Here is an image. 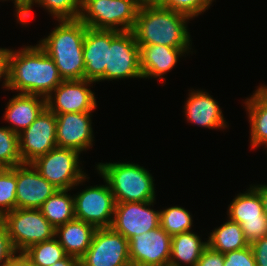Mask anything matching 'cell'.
<instances>
[{"mask_svg":"<svg viewBox=\"0 0 267 266\" xmlns=\"http://www.w3.org/2000/svg\"><path fill=\"white\" fill-rule=\"evenodd\" d=\"M62 81L55 62L38 43L10 49L7 90L46 98Z\"/></svg>","mask_w":267,"mask_h":266,"instance_id":"obj_1","label":"cell"},{"mask_svg":"<svg viewBox=\"0 0 267 266\" xmlns=\"http://www.w3.org/2000/svg\"><path fill=\"white\" fill-rule=\"evenodd\" d=\"M191 19L162 6L139 8L132 33L138 46L165 45L192 48Z\"/></svg>","mask_w":267,"mask_h":266,"instance_id":"obj_2","label":"cell"},{"mask_svg":"<svg viewBox=\"0 0 267 266\" xmlns=\"http://www.w3.org/2000/svg\"><path fill=\"white\" fill-rule=\"evenodd\" d=\"M57 22L38 45L53 59L63 80H83V43L88 27L79 18Z\"/></svg>","mask_w":267,"mask_h":266,"instance_id":"obj_3","label":"cell"},{"mask_svg":"<svg viewBox=\"0 0 267 266\" xmlns=\"http://www.w3.org/2000/svg\"><path fill=\"white\" fill-rule=\"evenodd\" d=\"M95 170L108 182L116 203L156 200L154 176L138 163L99 162Z\"/></svg>","mask_w":267,"mask_h":266,"instance_id":"obj_4","label":"cell"},{"mask_svg":"<svg viewBox=\"0 0 267 266\" xmlns=\"http://www.w3.org/2000/svg\"><path fill=\"white\" fill-rule=\"evenodd\" d=\"M80 156L81 154L76 150L55 147L45 155L36 158L31 164L58 190H71L77 189V186L86 185L83 183L90 179L83 170Z\"/></svg>","mask_w":267,"mask_h":266,"instance_id":"obj_5","label":"cell"},{"mask_svg":"<svg viewBox=\"0 0 267 266\" xmlns=\"http://www.w3.org/2000/svg\"><path fill=\"white\" fill-rule=\"evenodd\" d=\"M1 220L18 255L32 245L55 237V228L42 215L40 209H14L6 213Z\"/></svg>","mask_w":267,"mask_h":266,"instance_id":"obj_6","label":"cell"},{"mask_svg":"<svg viewBox=\"0 0 267 266\" xmlns=\"http://www.w3.org/2000/svg\"><path fill=\"white\" fill-rule=\"evenodd\" d=\"M138 10L134 0H96L81 11L79 19L92 29L132 31Z\"/></svg>","mask_w":267,"mask_h":266,"instance_id":"obj_7","label":"cell"},{"mask_svg":"<svg viewBox=\"0 0 267 266\" xmlns=\"http://www.w3.org/2000/svg\"><path fill=\"white\" fill-rule=\"evenodd\" d=\"M143 79L140 68V48L132 31L110 30L105 81Z\"/></svg>","mask_w":267,"mask_h":266,"instance_id":"obj_8","label":"cell"},{"mask_svg":"<svg viewBox=\"0 0 267 266\" xmlns=\"http://www.w3.org/2000/svg\"><path fill=\"white\" fill-rule=\"evenodd\" d=\"M86 186L73 194L75 219L94 225L96 228L111 227L115 212V199L108 182Z\"/></svg>","mask_w":267,"mask_h":266,"instance_id":"obj_9","label":"cell"},{"mask_svg":"<svg viewBox=\"0 0 267 266\" xmlns=\"http://www.w3.org/2000/svg\"><path fill=\"white\" fill-rule=\"evenodd\" d=\"M128 240L112 227L97 228L79 266H130Z\"/></svg>","mask_w":267,"mask_h":266,"instance_id":"obj_10","label":"cell"},{"mask_svg":"<svg viewBox=\"0 0 267 266\" xmlns=\"http://www.w3.org/2000/svg\"><path fill=\"white\" fill-rule=\"evenodd\" d=\"M227 217L241 225L249 244L267 236V217L260 193L251 185L237 194L228 205Z\"/></svg>","mask_w":267,"mask_h":266,"instance_id":"obj_11","label":"cell"},{"mask_svg":"<svg viewBox=\"0 0 267 266\" xmlns=\"http://www.w3.org/2000/svg\"><path fill=\"white\" fill-rule=\"evenodd\" d=\"M91 80H63L47 97L46 107L55 115L69 112H94L98 107Z\"/></svg>","mask_w":267,"mask_h":266,"instance_id":"obj_12","label":"cell"},{"mask_svg":"<svg viewBox=\"0 0 267 266\" xmlns=\"http://www.w3.org/2000/svg\"><path fill=\"white\" fill-rule=\"evenodd\" d=\"M172 236L160 226L128 239L133 266H169Z\"/></svg>","mask_w":267,"mask_h":266,"instance_id":"obj_13","label":"cell"},{"mask_svg":"<svg viewBox=\"0 0 267 266\" xmlns=\"http://www.w3.org/2000/svg\"><path fill=\"white\" fill-rule=\"evenodd\" d=\"M18 135L22 162H33L57 147L56 115L46 107L37 119Z\"/></svg>","mask_w":267,"mask_h":266,"instance_id":"obj_14","label":"cell"},{"mask_svg":"<svg viewBox=\"0 0 267 266\" xmlns=\"http://www.w3.org/2000/svg\"><path fill=\"white\" fill-rule=\"evenodd\" d=\"M154 204L156 200L116 203L111 227L127 240L157 228L160 226V210L153 209Z\"/></svg>","mask_w":267,"mask_h":266,"instance_id":"obj_15","label":"cell"},{"mask_svg":"<svg viewBox=\"0 0 267 266\" xmlns=\"http://www.w3.org/2000/svg\"><path fill=\"white\" fill-rule=\"evenodd\" d=\"M93 112H69L56 115L57 147L69 148L80 154L94 145ZM94 138V139H93Z\"/></svg>","mask_w":267,"mask_h":266,"instance_id":"obj_16","label":"cell"},{"mask_svg":"<svg viewBox=\"0 0 267 266\" xmlns=\"http://www.w3.org/2000/svg\"><path fill=\"white\" fill-rule=\"evenodd\" d=\"M57 190L31 163L17 165L16 209H40Z\"/></svg>","mask_w":267,"mask_h":266,"instance_id":"obj_17","label":"cell"},{"mask_svg":"<svg viewBox=\"0 0 267 266\" xmlns=\"http://www.w3.org/2000/svg\"><path fill=\"white\" fill-rule=\"evenodd\" d=\"M183 107L184 116L191 124L211 130L229 127L218 101L206 90L190 89Z\"/></svg>","mask_w":267,"mask_h":266,"instance_id":"obj_18","label":"cell"},{"mask_svg":"<svg viewBox=\"0 0 267 266\" xmlns=\"http://www.w3.org/2000/svg\"><path fill=\"white\" fill-rule=\"evenodd\" d=\"M140 48V68L143 79H159L166 82L167 72H170L177 65L179 58L191 55L193 48H175L165 45H144ZM165 81V82H164Z\"/></svg>","mask_w":267,"mask_h":266,"instance_id":"obj_19","label":"cell"},{"mask_svg":"<svg viewBox=\"0 0 267 266\" xmlns=\"http://www.w3.org/2000/svg\"><path fill=\"white\" fill-rule=\"evenodd\" d=\"M108 48L110 30L87 28L83 43L84 79L97 83L105 82Z\"/></svg>","mask_w":267,"mask_h":266,"instance_id":"obj_20","label":"cell"},{"mask_svg":"<svg viewBox=\"0 0 267 266\" xmlns=\"http://www.w3.org/2000/svg\"><path fill=\"white\" fill-rule=\"evenodd\" d=\"M3 115L11 131L20 134L28 128L46 108V98L40 95L17 93L10 98Z\"/></svg>","mask_w":267,"mask_h":266,"instance_id":"obj_21","label":"cell"},{"mask_svg":"<svg viewBox=\"0 0 267 266\" xmlns=\"http://www.w3.org/2000/svg\"><path fill=\"white\" fill-rule=\"evenodd\" d=\"M96 227L74 219L55 228V238L69 256L80 259L91 245Z\"/></svg>","mask_w":267,"mask_h":266,"instance_id":"obj_22","label":"cell"},{"mask_svg":"<svg viewBox=\"0 0 267 266\" xmlns=\"http://www.w3.org/2000/svg\"><path fill=\"white\" fill-rule=\"evenodd\" d=\"M206 239V241H205ZM195 231L172 236L169 266H196L203 250L208 246Z\"/></svg>","mask_w":267,"mask_h":266,"instance_id":"obj_23","label":"cell"},{"mask_svg":"<svg viewBox=\"0 0 267 266\" xmlns=\"http://www.w3.org/2000/svg\"><path fill=\"white\" fill-rule=\"evenodd\" d=\"M226 220V222L208 233V246L222 254L249 246L250 244L244 237L241 225L228 217Z\"/></svg>","mask_w":267,"mask_h":266,"instance_id":"obj_24","label":"cell"},{"mask_svg":"<svg viewBox=\"0 0 267 266\" xmlns=\"http://www.w3.org/2000/svg\"><path fill=\"white\" fill-rule=\"evenodd\" d=\"M71 190H57L40 207L42 215L56 228L75 219L74 196Z\"/></svg>","mask_w":267,"mask_h":266,"instance_id":"obj_25","label":"cell"},{"mask_svg":"<svg viewBox=\"0 0 267 266\" xmlns=\"http://www.w3.org/2000/svg\"><path fill=\"white\" fill-rule=\"evenodd\" d=\"M244 104L250 125L251 149L264 146L267 150V110L252 95L246 97Z\"/></svg>","mask_w":267,"mask_h":266,"instance_id":"obj_26","label":"cell"},{"mask_svg":"<svg viewBox=\"0 0 267 266\" xmlns=\"http://www.w3.org/2000/svg\"><path fill=\"white\" fill-rule=\"evenodd\" d=\"M35 4L45 9L56 21L78 19L81 14L79 0H33L26 7L24 17L19 24L28 26L29 18L32 16L31 10Z\"/></svg>","mask_w":267,"mask_h":266,"instance_id":"obj_27","label":"cell"},{"mask_svg":"<svg viewBox=\"0 0 267 266\" xmlns=\"http://www.w3.org/2000/svg\"><path fill=\"white\" fill-rule=\"evenodd\" d=\"M21 256L29 266H51L55 262L64 259L67 254L63 246L54 237L32 245Z\"/></svg>","mask_w":267,"mask_h":266,"instance_id":"obj_28","label":"cell"},{"mask_svg":"<svg viewBox=\"0 0 267 266\" xmlns=\"http://www.w3.org/2000/svg\"><path fill=\"white\" fill-rule=\"evenodd\" d=\"M193 216L182 206L160 209V227L173 236L193 230Z\"/></svg>","mask_w":267,"mask_h":266,"instance_id":"obj_29","label":"cell"},{"mask_svg":"<svg viewBox=\"0 0 267 266\" xmlns=\"http://www.w3.org/2000/svg\"><path fill=\"white\" fill-rule=\"evenodd\" d=\"M17 166L0 168V219L16 209Z\"/></svg>","mask_w":267,"mask_h":266,"instance_id":"obj_30","label":"cell"},{"mask_svg":"<svg viewBox=\"0 0 267 266\" xmlns=\"http://www.w3.org/2000/svg\"><path fill=\"white\" fill-rule=\"evenodd\" d=\"M23 164L19 149V135L8 127H0V168Z\"/></svg>","mask_w":267,"mask_h":266,"instance_id":"obj_31","label":"cell"},{"mask_svg":"<svg viewBox=\"0 0 267 266\" xmlns=\"http://www.w3.org/2000/svg\"><path fill=\"white\" fill-rule=\"evenodd\" d=\"M216 0H164L162 7L187 15L191 20L203 14Z\"/></svg>","mask_w":267,"mask_h":266,"instance_id":"obj_32","label":"cell"},{"mask_svg":"<svg viewBox=\"0 0 267 266\" xmlns=\"http://www.w3.org/2000/svg\"><path fill=\"white\" fill-rule=\"evenodd\" d=\"M224 266H256L251 246L225 253Z\"/></svg>","mask_w":267,"mask_h":266,"instance_id":"obj_33","label":"cell"},{"mask_svg":"<svg viewBox=\"0 0 267 266\" xmlns=\"http://www.w3.org/2000/svg\"><path fill=\"white\" fill-rule=\"evenodd\" d=\"M18 254L12 246L4 222L0 219V266L12 261Z\"/></svg>","mask_w":267,"mask_h":266,"instance_id":"obj_34","label":"cell"},{"mask_svg":"<svg viewBox=\"0 0 267 266\" xmlns=\"http://www.w3.org/2000/svg\"><path fill=\"white\" fill-rule=\"evenodd\" d=\"M196 266H224V254L207 246L203 250Z\"/></svg>","mask_w":267,"mask_h":266,"instance_id":"obj_35","label":"cell"},{"mask_svg":"<svg viewBox=\"0 0 267 266\" xmlns=\"http://www.w3.org/2000/svg\"><path fill=\"white\" fill-rule=\"evenodd\" d=\"M250 246L254 253L256 266H267V236L255 240Z\"/></svg>","mask_w":267,"mask_h":266,"instance_id":"obj_36","label":"cell"},{"mask_svg":"<svg viewBox=\"0 0 267 266\" xmlns=\"http://www.w3.org/2000/svg\"><path fill=\"white\" fill-rule=\"evenodd\" d=\"M10 48H1L0 47V82L2 84L1 88L7 90V81H8V56Z\"/></svg>","mask_w":267,"mask_h":266,"instance_id":"obj_37","label":"cell"},{"mask_svg":"<svg viewBox=\"0 0 267 266\" xmlns=\"http://www.w3.org/2000/svg\"><path fill=\"white\" fill-rule=\"evenodd\" d=\"M252 96L267 110V85L257 86Z\"/></svg>","mask_w":267,"mask_h":266,"instance_id":"obj_38","label":"cell"},{"mask_svg":"<svg viewBox=\"0 0 267 266\" xmlns=\"http://www.w3.org/2000/svg\"><path fill=\"white\" fill-rule=\"evenodd\" d=\"M33 0H15V20L19 23L23 17L26 10V7L32 2Z\"/></svg>","mask_w":267,"mask_h":266,"instance_id":"obj_39","label":"cell"},{"mask_svg":"<svg viewBox=\"0 0 267 266\" xmlns=\"http://www.w3.org/2000/svg\"><path fill=\"white\" fill-rule=\"evenodd\" d=\"M252 186L260 193L264 214L267 217V183L253 184Z\"/></svg>","mask_w":267,"mask_h":266,"instance_id":"obj_40","label":"cell"},{"mask_svg":"<svg viewBox=\"0 0 267 266\" xmlns=\"http://www.w3.org/2000/svg\"><path fill=\"white\" fill-rule=\"evenodd\" d=\"M51 266H79V259L76 257L67 255L64 259L55 262Z\"/></svg>","mask_w":267,"mask_h":266,"instance_id":"obj_41","label":"cell"},{"mask_svg":"<svg viewBox=\"0 0 267 266\" xmlns=\"http://www.w3.org/2000/svg\"><path fill=\"white\" fill-rule=\"evenodd\" d=\"M139 8L163 6L164 0H134Z\"/></svg>","mask_w":267,"mask_h":266,"instance_id":"obj_42","label":"cell"},{"mask_svg":"<svg viewBox=\"0 0 267 266\" xmlns=\"http://www.w3.org/2000/svg\"><path fill=\"white\" fill-rule=\"evenodd\" d=\"M3 266H22V256L18 255L12 261L8 262Z\"/></svg>","mask_w":267,"mask_h":266,"instance_id":"obj_43","label":"cell"},{"mask_svg":"<svg viewBox=\"0 0 267 266\" xmlns=\"http://www.w3.org/2000/svg\"><path fill=\"white\" fill-rule=\"evenodd\" d=\"M96 0H79L80 3V11H82L90 2H93Z\"/></svg>","mask_w":267,"mask_h":266,"instance_id":"obj_44","label":"cell"},{"mask_svg":"<svg viewBox=\"0 0 267 266\" xmlns=\"http://www.w3.org/2000/svg\"><path fill=\"white\" fill-rule=\"evenodd\" d=\"M1 1H2V2H3V1H4V2H5V1H7V2H8V1H12V3L14 4L13 7L15 8V0H0V2H1Z\"/></svg>","mask_w":267,"mask_h":266,"instance_id":"obj_45","label":"cell"},{"mask_svg":"<svg viewBox=\"0 0 267 266\" xmlns=\"http://www.w3.org/2000/svg\"><path fill=\"white\" fill-rule=\"evenodd\" d=\"M22 266H29L28 264L25 263V260L23 257H22Z\"/></svg>","mask_w":267,"mask_h":266,"instance_id":"obj_46","label":"cell"}]
</instances>
